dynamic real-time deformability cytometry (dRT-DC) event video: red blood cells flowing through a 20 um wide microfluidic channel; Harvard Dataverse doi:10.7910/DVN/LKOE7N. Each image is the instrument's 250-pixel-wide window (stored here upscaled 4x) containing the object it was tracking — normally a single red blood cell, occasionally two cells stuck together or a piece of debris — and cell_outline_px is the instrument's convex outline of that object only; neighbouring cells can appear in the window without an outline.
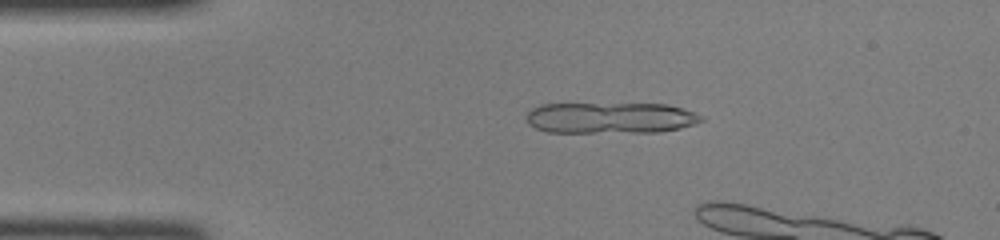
{"species": "common noctule bat (a hibernating species)", "species_latin": "Nyctalus noctula", "temperature_condition": "room temperature", "stored_images_in_passage": 15, "camera_frame_rate_fps": 3000, "um_per_image_px": 0.085, "animal": {"sex": "female", "body_mass_g": 22.0, "forearm_length_mm": 56.7}, "frame": {"image": 1, "passage_image": 9, "time_ms": 2.667, "image_size_px": [1000, 240], "cell_outline_px": [[704, 120], [696, 124], [680, 128], [660, 132], [548, 132], [536, 128], [528, 124], [524, 116], [532, 108], [540, 104], [668, 104], [704, 116]], "centroid_in_image_um": [51.87, 10.02], "position_along_channel_um": 33.1, "area_um2": 31.85}}